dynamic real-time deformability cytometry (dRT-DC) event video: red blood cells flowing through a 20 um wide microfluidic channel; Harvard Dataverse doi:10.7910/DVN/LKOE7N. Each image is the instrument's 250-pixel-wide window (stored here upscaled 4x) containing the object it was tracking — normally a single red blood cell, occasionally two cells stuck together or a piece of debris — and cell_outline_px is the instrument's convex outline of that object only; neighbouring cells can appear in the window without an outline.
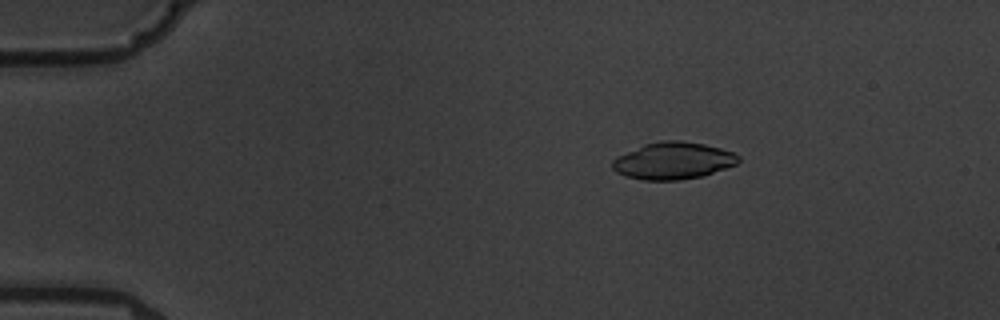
{"species": "common noctule bat (a hibernating species)", "species_latin": "Nyctalus noctula", "temperature_condition": "warm", "stored_images_in_passage": 7, "camera_frame_rate_fps": 3000, "um_per_image_px": 0.085, "animal": {"sex": "male", "body_mass_g": 19.5, "forearm_length_mm": 54.6}, "frame": {"image": 1, "passage_image": 4, "time_ms": 3.333, "image_size_px": [1000, 320], "cell_outline_px": [[740, 160], [736, 164], [704, 176], [680, 180], [644, 180], [624, 176], [616, 172], [612, 168], [612, 160], [616, 156], [644, 144], [660, 140], [680, 140], [704, 144], [720, 148], [732, 152], [740, 156]], "centroid_in_image_um": [57.19, 13.66], "position_along_channel_um": 27.8, "area_um2": 27.4}}
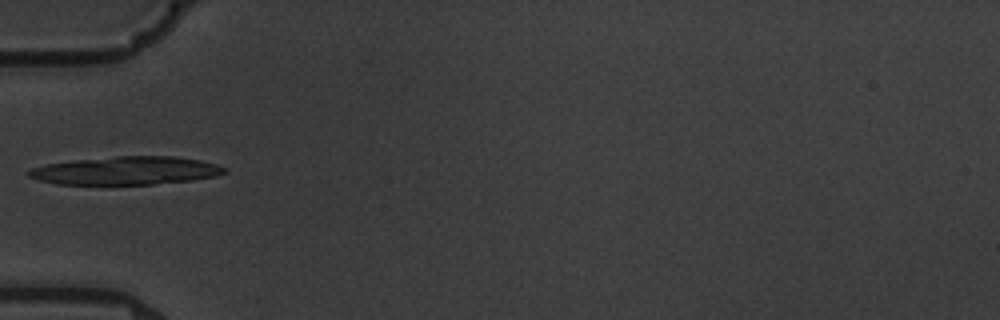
{"frame": {"image": 2, "passage_image": 6, "time_ms": 6.667, "image_size_px": [1000, 320], "cell_outline_px": [[228, 172], [216, 176], [192, 180], [152, 184], [56, 184], [40, 180], [28, 176], [24, 172], [32, 168], [48, 164], [72, 160], [116, 156], [176, 156], [200, 160], [216, 164], [228, 168]], "centroid_in_image_um": [10.74, 14.5], "position_along_channel_um": 74.3, "area_um2": 32.19}}
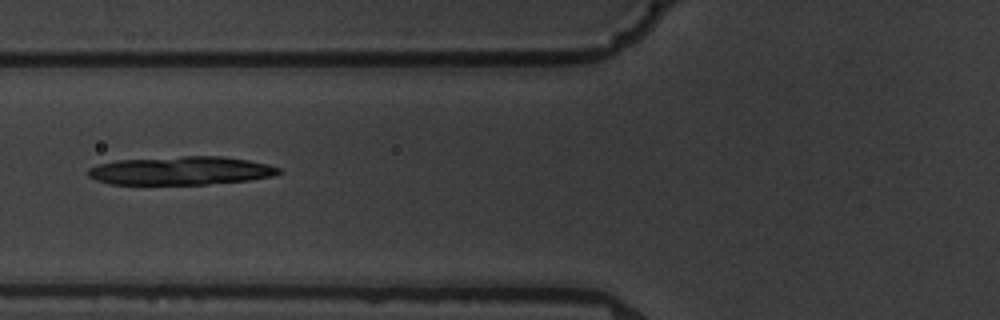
{"frame": {"image": 3, "passage_image": 7, "time_ms": 7.667, "image_size_px": [1000, 320], "cell_outline_px": [[280, 172], [276, 176], [248, 180], [208, 184], [112, 184], [96, 180], [88, 176], [88, 168], [100, 164], [116, 160], [180, 156], [224, 156], [248, 160], [268, 164], [280, 168]], "centroid_in_image_um": [15.4, 14.5], "position_along_channel_um": 110.4, "area_um2": 31.62}}